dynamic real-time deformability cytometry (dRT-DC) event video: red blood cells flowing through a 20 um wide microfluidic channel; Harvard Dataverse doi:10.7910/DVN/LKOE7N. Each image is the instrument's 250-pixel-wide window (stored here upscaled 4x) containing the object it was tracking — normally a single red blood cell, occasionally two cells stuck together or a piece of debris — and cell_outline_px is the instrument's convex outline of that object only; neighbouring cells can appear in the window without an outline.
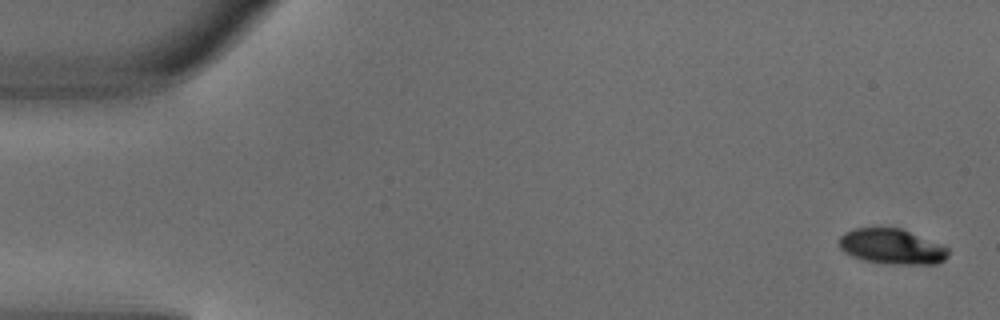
{"species": "common noctule bat (a hibernating species)", "species_latin": "Nyctalus noctula", "temperature_condition": "warm", "stored_images_in_passage": 3, "camera_frame_rate_fps": 3000, "um_per_image_px": 0.085, "animal": {"sex": "male", "body_mass_g": 18.8}, "frame": {"image": 1, "passage_image": 1, "time_ms": 0.0, "image_size_px": [1000, 320], "cell_outline_px": [[948, 256], [944, 260], [936, 264], [884, 264], [864, 260], [852, 256], [844, 252], [840, 248], [840, 236], [844, 232], [856, 228], [900, 228], [944, 244], [948, 248]], "centroid_in_image_um": [75.84, 20.96], "position_along_channel_um": 9.2, "area_um2": 22.6}}